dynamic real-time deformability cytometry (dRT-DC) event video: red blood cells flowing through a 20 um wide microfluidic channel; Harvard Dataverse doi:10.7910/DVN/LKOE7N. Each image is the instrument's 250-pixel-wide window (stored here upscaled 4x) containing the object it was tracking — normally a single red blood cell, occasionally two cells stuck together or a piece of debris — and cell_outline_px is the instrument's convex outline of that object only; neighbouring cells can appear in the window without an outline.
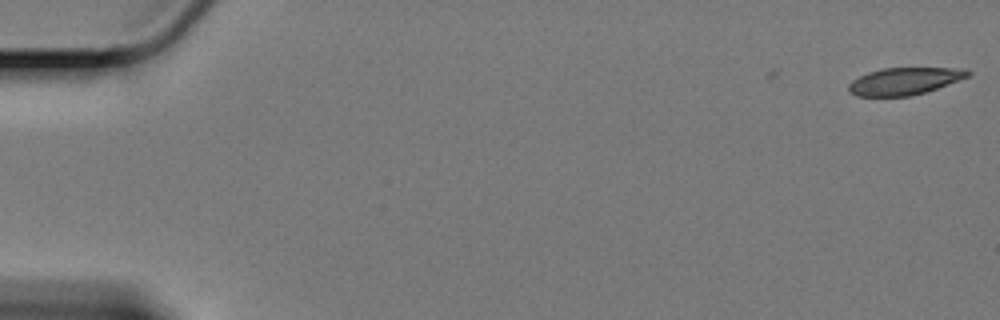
{"species": "Egyptian fruit bat (a non-hibernating species)", "species_latin": "Rousettus aegyptiacus", "temperature_condition": "cold", "stored_images_in_passage": 2, "camera_frame_rate_fps": 3000, "um_per_image_px": 0.085, "animal": {"sex": "female"}, "frame": {"image": 1, "passage_image": 2, "time_ms": 0.333, "image_size_px": [1000, 320], "cell_outline_px": [[972, 72], [968, 76], [936, 88], [912, 96], [856, 96], [848, 92], [848, 84], [852, 80], [868, 72], [884, 68], [952, 68]], "centroid_in_image_um": [76.79, 6.91], "position_along_channel_um": 8.2, "area_um2": 18.55}}